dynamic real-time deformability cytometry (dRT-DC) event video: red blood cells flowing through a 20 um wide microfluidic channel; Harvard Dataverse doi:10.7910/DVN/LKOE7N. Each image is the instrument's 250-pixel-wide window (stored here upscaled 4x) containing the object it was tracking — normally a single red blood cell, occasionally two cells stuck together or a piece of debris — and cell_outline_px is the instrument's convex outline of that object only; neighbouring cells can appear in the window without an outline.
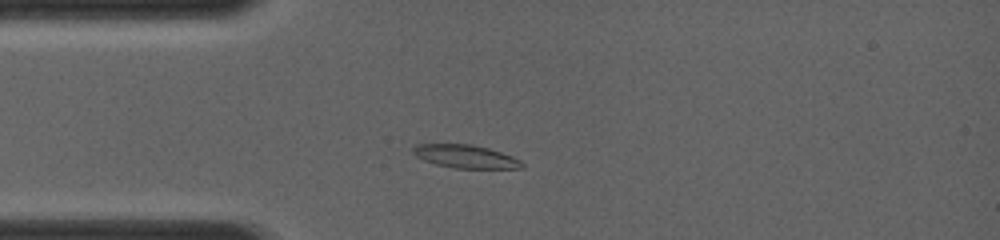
{"species": "common noctule bat (a hibernating species)", "species_latin": "Nyctalus noctula", "temperature_condition": "room temperature", "stored_images_in_passage": 48, "camera_frame_rate_fps": 4000, "um_per_image_px": 0.085, "animal": {"sex": "female", "body_mass_g": 19.0, "forearm_length_mm": 56.7}, "frame": {"image": 1, "passage_image": 11, "time_ms": 2.5, "image_size_px": [1000, 240], "cell_outline_px": [[524, 168], [452, 168], [436, 164], [424, 160], [416, 156], [412, 152], [412, 148], [416, 144], [472, 144], [488, 148], [512, 156], [520, 160], [524, 164]], "centroid_in_image_um": [39.56, 13.3], "position_along_channel_um": 45.4, "area_um2": 14.68}}
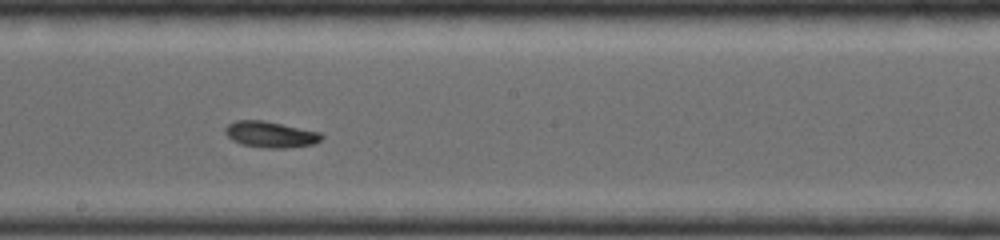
{"frame": {"image": 2, "passage_image": 27, "time_ms": 6.5, "image_size_px": [1000, 240], "cell_outline_px": [[324, 136], [316, 144], [284, 148], [260, 148], [240, 144], [232, 140], [224, 132], [224, 128], [228, 124], [236, 120], [264, 120], [320, 132]], "centroid_in_image_um": [22.97, 11.43], "position_along_channel_um": 225.2, "area_um2": 14.85}}
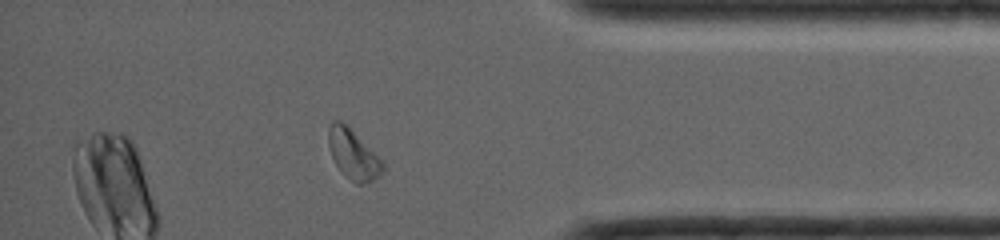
{"frame": {"image": 3, "passage_image": 43, "time_ms": 10.5, "image_size_px": [1000, 240], "cell_outline_px": [[384, 168], [372, 180], [364, 184], [356, 184], [344, 176], [336, 164], [332, 156], [328, 144], [328, 128], [332, 120], [340, 120], [384, 160]], "centroid_in_image_um": [30.01, 13.12], "position_along_channel_um": 405.2, "area_um2": 15.61}}